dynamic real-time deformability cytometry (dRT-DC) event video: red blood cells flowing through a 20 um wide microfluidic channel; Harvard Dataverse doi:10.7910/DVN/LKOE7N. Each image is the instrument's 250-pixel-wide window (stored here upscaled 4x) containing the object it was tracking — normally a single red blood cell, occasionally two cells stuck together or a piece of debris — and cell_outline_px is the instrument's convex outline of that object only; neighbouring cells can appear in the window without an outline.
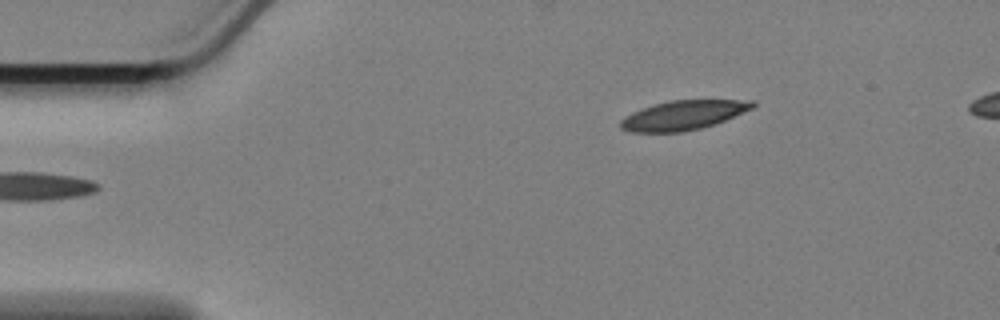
{"species": "Egyptian fruit bat (a non-hibernating species)", "species_latin": "Rousettus aegyptiacus", "temperature_condition": "cold", "stored_images_in_passage": 50, "camera_frame_rate_fps": 3000, "um_per_image_px": 0.085, "animal": {"sex": "female"}, "frame": {"image": 1, "passage_image": 1, "time_ms": 0.0, "image_size_px": [1000, 320], "cell_outline_px": [[756, 104], [752, 108], [724, 120], [700, 128], [680, 132], [628, 132], [620, 128], [620, 120], [624, 116], [632, 112], [652, 104], [672, 100], [756, 100]], "centroid_in_image_um": [58.02, 9.78], "position_along_channel_um": 27.0, "area_um2": 22.48}}
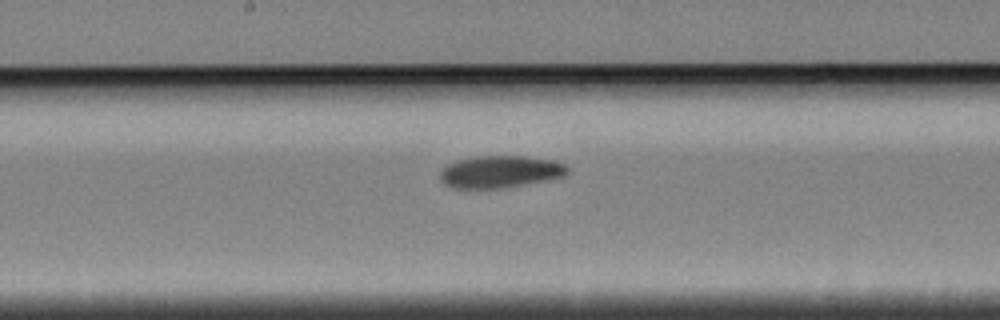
{"frame": {"image": 2, "passage_image": 22, "time_ms": 7.0, "image_size_px": [1000, 320], "cell_outline_px": [[568, 172], [564, 176], [520, 184], [496, 188], [452, 188], [444, 184], [440, 176], [440, 172], [448, 164], [456, 160], [476, 156], [524, 156], [552, 160], [564, 164], [568, 168]], "centroid_in_image_um": [42.47, 14.58], "position_along_channel_um": 205.7, "area_um2": 23.41}}
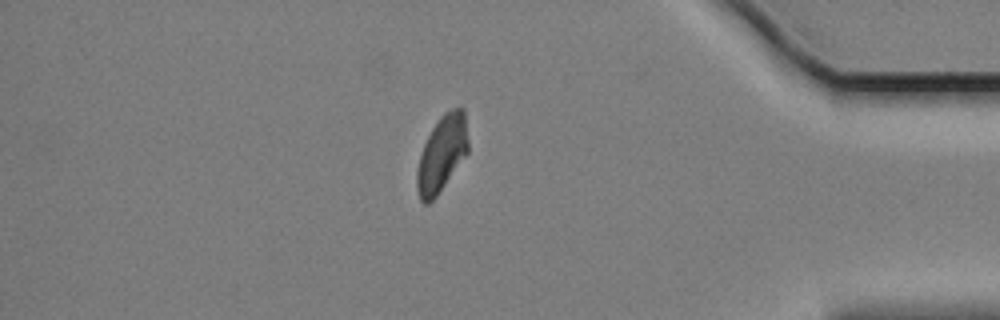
{"frame": {"image": 3, "passage_image": 42, "time_ms": 13.667, "image_size_px": [1000, 320], "cell_outline_px": [[468, 152], [436, 196], [428, 204], [424, 204], [420, 200], [416, 184], [416, 172], [420, 156], [424, 144], [432, 128], [440, 116], [444, 112], [460, 104], [464, 108], [468, 140]], "centroid_in_image_um": [37.56, 13.02], "position_along_channel_um": 397.6, "area_um2": 22.66}}